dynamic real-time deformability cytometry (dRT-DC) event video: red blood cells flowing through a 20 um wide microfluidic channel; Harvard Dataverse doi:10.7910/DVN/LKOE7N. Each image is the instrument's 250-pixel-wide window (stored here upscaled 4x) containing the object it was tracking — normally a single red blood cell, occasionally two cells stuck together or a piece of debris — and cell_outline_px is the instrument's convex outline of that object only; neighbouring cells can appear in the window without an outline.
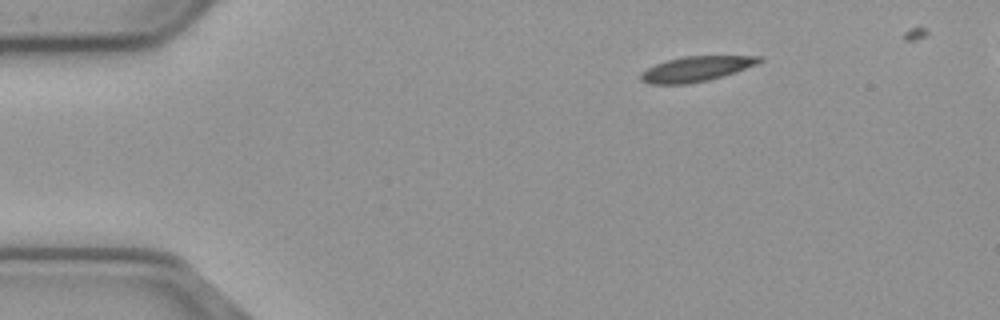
{"species": "common noctule bat (a hibernating species)", "species_latin": "Nyctalus noctula", "temperature_condition": "cold", "stored_images_in_passage": 43, "camera_frame_rate_fps": 3000, "um_per_image_px": 0.085, "animal": {"sex": "male", "body_mass_g": 23.1, "forearm_length_mm": 52.7}, "frame": {"image": 1, "passage_image": 1, "time_ms": 0.0, "image_size_px": [1000, 320], "cell_outline_px": [[764, 60], [756, 64], [736, 72], [708, 80], [688, 84], [648, 84], [640, 80], [640, 72], [656, 64], [668, 60], [684, 56], [764, 56]], "centroid_in_image_um": [59.17, 5.86], "position_along_channel_um": 25.8, "area_um2": 17.34}}
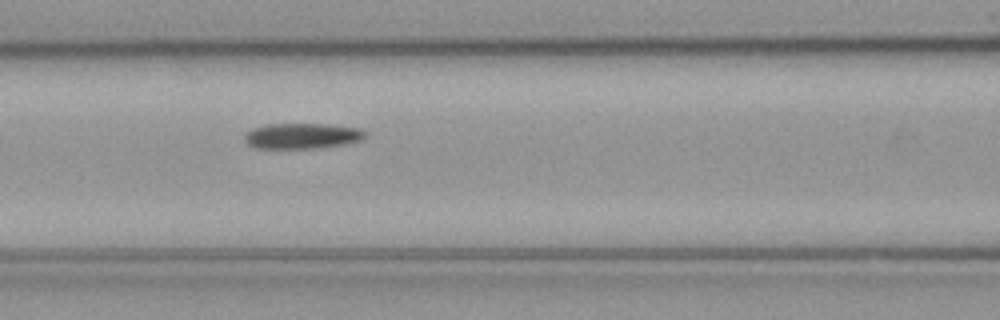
{"frame": {"image": 2, "passage_image": 16, "time_ms": 5.0, "image_size_px": [1000, 320], "cell_outline_px": [[368, 136], [360, 140], [344, 144], [316, 148], [256, 148], [248, 144], [244, 140], [244, 132], [252, 128], [268, 124], [332, 124], [360, 128], [368, 132]], "centroid_in_image_um": [25.69, 11.54], "position_along_channel_um": 140.9, "area_um2": 18.21}}
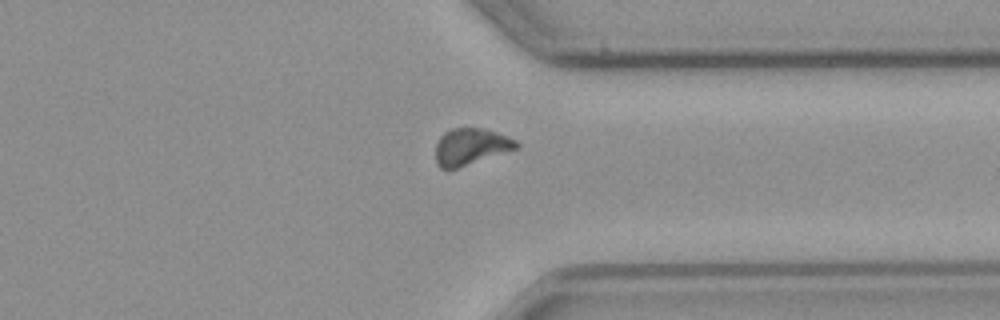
{"frame": {"image": 3, "passage_image": 35, "time_ms": 11.333, "image_size_px": [1000, 320], "cell_outline_px": [[520, 148], [456, 168], [440, 168], [436, 164], [436, 144], [440, 136], [444, 132], [452, 128], [480, 128], [496, 132], [508, 136], [516, 140], [520, 144]], "centroid_in_image_um": [40.03, 12.45], "position_along_channel_um": 371.4, "area_um2": 17.22}}